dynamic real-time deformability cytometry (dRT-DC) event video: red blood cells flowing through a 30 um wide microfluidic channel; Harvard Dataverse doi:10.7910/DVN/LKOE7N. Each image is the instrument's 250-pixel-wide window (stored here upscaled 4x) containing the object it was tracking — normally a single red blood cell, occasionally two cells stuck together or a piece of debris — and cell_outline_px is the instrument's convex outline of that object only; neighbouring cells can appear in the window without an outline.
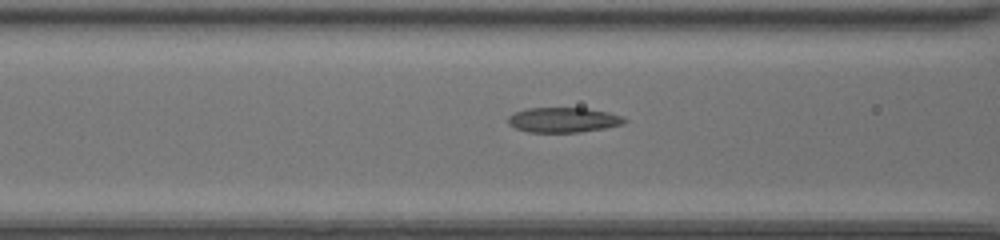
{"species": "common noctule bat (a hibernating species)", "species_latin": "Nyctalus noctula", "temperature_condition": "room temperature", "stored_images_in_passage": 9, "camera_frame_rate_fps": 3000, "um_per_image_px": 0.085, "animal": {"sex": "female", "body_mass_g": 20.0, "forearm_length_mm": 54.0}, "frame": {"image": 1, "passage_image": 7, "time_ms": 2.0, "image_size_px": [1000, 240], "cell_outline_px": [[628, 120], [624, 124], [604, 128], [580, 132], [528, 132], [516, 128], [508, 124], [508, 116], [516, 112], [528, 108], [584, 108], [608, 112], [624, 116]], "centroid_in_image_um": [47.91, 10.19], "position_along_channel_um": 118.7, "area_um2": 16.94}}